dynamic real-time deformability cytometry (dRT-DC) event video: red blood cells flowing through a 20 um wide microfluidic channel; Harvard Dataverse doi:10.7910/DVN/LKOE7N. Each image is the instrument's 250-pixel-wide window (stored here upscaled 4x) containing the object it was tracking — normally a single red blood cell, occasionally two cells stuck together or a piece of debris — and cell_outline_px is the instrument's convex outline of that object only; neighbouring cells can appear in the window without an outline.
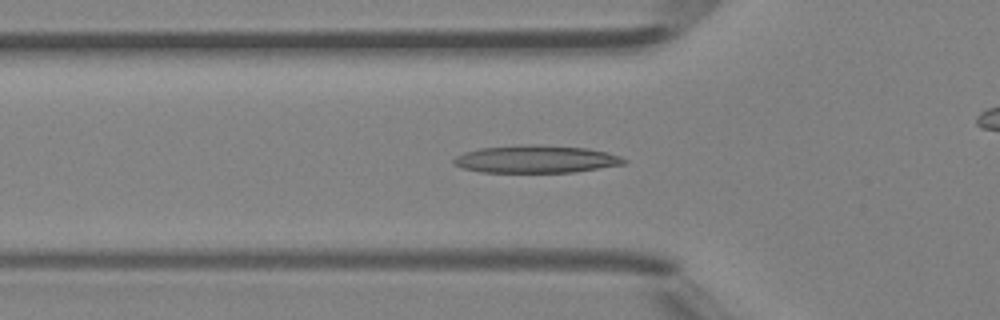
{"species": "Egyptian fruit bat (a non-hibernating species)", "species_latin": "Rousettus aegyptiacus", "temperature_condition": "room temperature", "stored_images_in_passage": 43, "camera_frame_rate_fps": 3000, "um_per_image_px": 0.085, "animal": {"sex": "female"}, "frame": {"image": 1, "passage_image": 12, "time_ms": 3.667, "image_size_px": [1000, 320], "cell_outline_px": [[628, 160], [624, 164], [572, 172], [480, 172], [464, 168], [452, 164], [452, 160], [456, 156], [464, 152], [480, 148], [524, 144], [536, 144], [588, 148], [608, 152], [620, 156]], "centroid_in_image_um": [45.54, 13.52], "position_along_channel_um": 80.3, "area_um2": 27.46}}
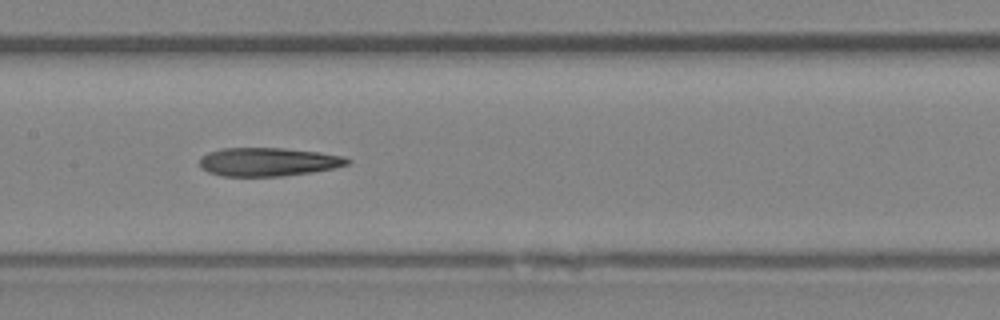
{"frame": {"image": 2, "passage_image": 19, "time_ms": 6.0, "image_size_px": [1000, 320], "cell_outline_px": [[352, 160], [348, 164], [332, 168], [312, 172], [284, 176], [220, 176], [208, 172], [200, 168], [200, 156], [208, 152], [224, 148], [284, 148], [320, 152], [344, 156]], "centroid_in_image_um": [22.78, 13.76], "position_along_channel_um": 184.6, "area_um2": 24.68}}
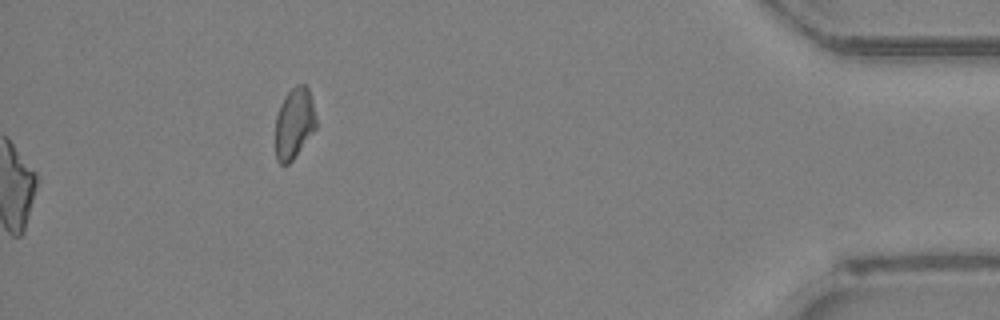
{"frame": {"image": 3, "passage_image": 43, "time_ms": 14.0, "image_size_px": [1000, 320], "cell_outline_px": [[316, 128], [296, 156], [288, 164], [280, 164], [276, 160], [276, 116], [280, 104], [284, 96], [296, 84], [304, 84], [308, 88], [312, 100], [316, 116]], "centroid_in_image_um": [25.01, 10.47], "position_along_channel_um": 410.2, "area_um2": 16.88}, "authors_computed_cell_mechanics": {"area_um2": 25.0274, "velocity_mm_per_s": 4.4859, "shape_relaxation_time_tau1_ms": 6.6719, "shape_relaxation_time_tau2_ms": 4.4379, "deformation_change_tau1": 0.2236, "deformation_change_tau2": 0.1876}}